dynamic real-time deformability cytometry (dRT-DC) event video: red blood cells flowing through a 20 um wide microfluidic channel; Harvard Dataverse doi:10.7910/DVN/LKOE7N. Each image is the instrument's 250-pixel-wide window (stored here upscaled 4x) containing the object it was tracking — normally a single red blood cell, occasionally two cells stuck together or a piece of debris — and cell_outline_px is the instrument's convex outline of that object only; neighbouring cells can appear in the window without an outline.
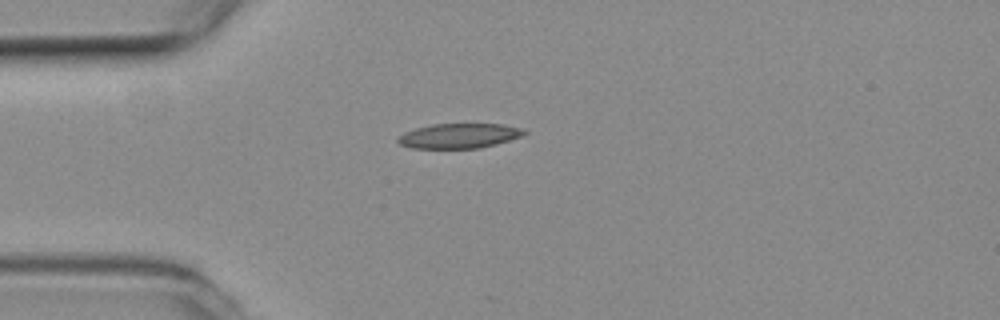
{"species": "common noctule bat (a hibernating species)", "species_latin": "Nyctalus noctula", "temperature_condition": "room temperature", "stored_images_in_passage": 4, "camera_frame_rate_fps": 3000, "um_per_image_px": 0.085, "animal": {"sex": "female", "body_mass_g": 19.3, "forearm_length_mm": 54.1}, "frame": {"image": 1, "passage_image": 1, "time_ms": 0.0, "image_size_px": [1000, 320], "cell_outline_px": [[528, 132], [524, 136], [496, 144], [480, 148], [412, 148], [400, 144], [396, 140], [396, 136], [404, 132], [416, 128], [432, 124], [504, 124], [524, 128]], "centroid_in_image_um": [39.05, 11.54], "position_along_channel_um": 45.9, "area_um2": 18.5}}
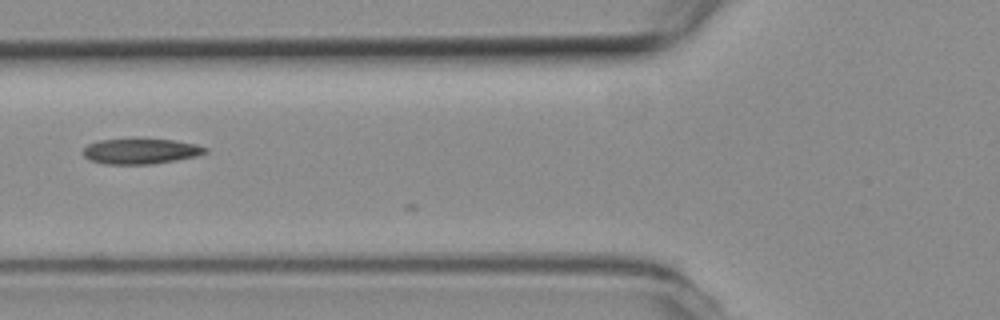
{"frame": {"image": 2, "passage_image": 3, "time_ms": 0.667, "image_size_px": [1000, 320], "cell_outline_px": [[208, 152], [196, 156], [176, 160], [152, 164], [104, 164], [88, 160], [80, 152], [88, 144], [100, 140], [132, 136], [136, 136], [176, 140], [196, 144], [208, 148]], "centroid_in_image_um": [11.92, 12.81], "position_along_channel_um": 113.9, "area_um2": 19.13}}